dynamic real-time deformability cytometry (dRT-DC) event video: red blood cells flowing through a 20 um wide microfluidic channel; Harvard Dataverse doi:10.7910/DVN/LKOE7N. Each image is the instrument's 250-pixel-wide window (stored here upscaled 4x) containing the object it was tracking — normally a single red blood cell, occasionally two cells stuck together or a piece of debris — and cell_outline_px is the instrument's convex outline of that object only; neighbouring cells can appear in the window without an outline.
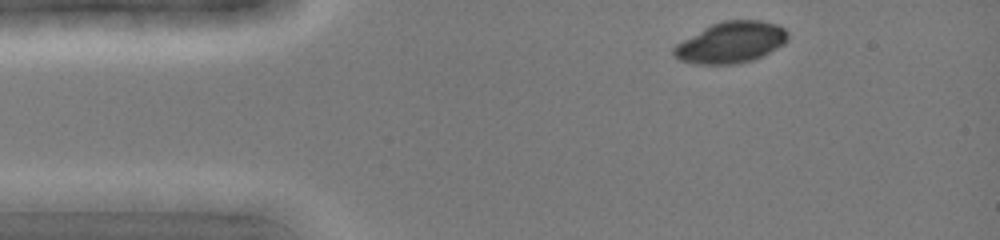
{"species": "common noctule bat (a hibernating species)", "species_latin": "Nyctalus noctula", "temperature_condition": "cold", "stored_images_in_passage": 35, "camera_frame_rate_fps": 3000, "um_per_image_px": 0.085, "animal": {"sex": "female", "body_mass_g": 19.0, "forearm_length_mm": 51.5}, "frame": {"image": 1, "passage_image": 2, "time_ms": 0.333, "image_size_px": [1000, 240], "cell_outline_px": [[788, 40], [784, 44], [752, 60], [736, 64], [696, 64], [680, 60], [672, 52], [672, 48], [676, 44], [704, 28], [712, 24], [724, 20], [760, 20], [776, 24], [784, 28], [788, 32]], "centroid_in_image_um": [62.13, 3.6], "position_along_channel_um": 22.9, "area_um2": 27.17}}
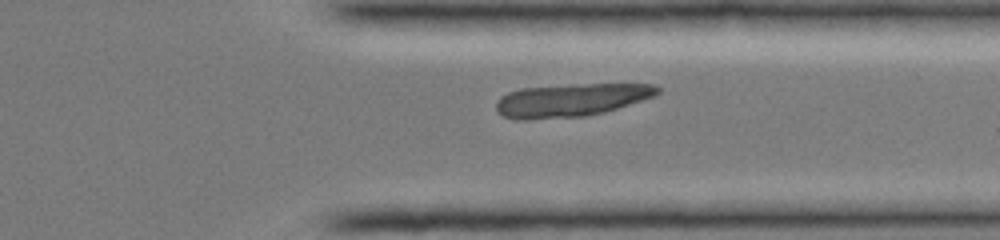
{"frame": {"image": 2, "passage_image": 29, "time_ms": 9.333, "image_size_px": [1000, 240], "cell_outline_px": [[660, 92], [652, 96], [604, 112], [584, 116], [528, 120], [516, 120], [504, 116], [496, 112], [496, 100], [500, 96], [508, 92], [520, 88], [572, 84], [656, 84], [660, 88]], "centroid_in_image_um": [48.45, 8.5], "position_along_channel_um": 362.9, "area_um2": 31.1}}
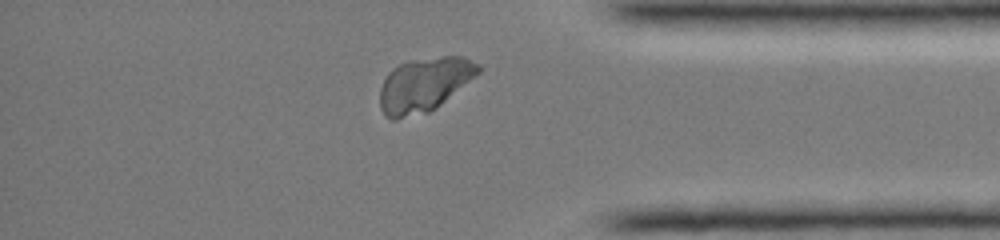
{"frame": {"image": 3, "passage_image": 32, "time_ms": 10.333, "image_size_px": [1000, 240], "cell_outline_px": [[480, 72], [436, 108], [428, 112], [396, 120], [392, 120], [384, 116], [380, 108], [380, 88], [388, 72], [392, 68], [400, 64], [412, 60], [440, 56], [464, 56], [480, 64]], "centroid_in_image_um": [36.04, 7.2], "position_along_channel_um": 399.2, "area_um2": 31.1}}